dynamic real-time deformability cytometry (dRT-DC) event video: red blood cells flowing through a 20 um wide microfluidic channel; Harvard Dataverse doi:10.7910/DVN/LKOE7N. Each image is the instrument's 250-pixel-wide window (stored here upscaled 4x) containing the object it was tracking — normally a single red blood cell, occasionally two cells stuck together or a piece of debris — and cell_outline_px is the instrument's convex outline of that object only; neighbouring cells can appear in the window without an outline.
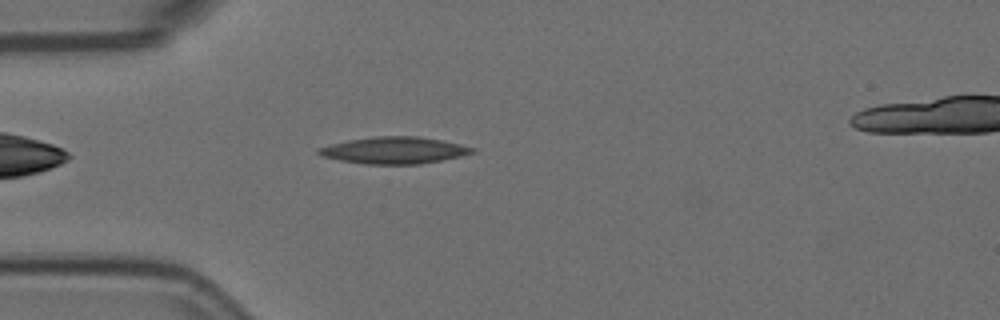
{"species": "Egyptian fruit bat (a non-hibernating species)", "species_latin": "Rousettus aegyptiacus", "temperature_condition": "room temperature", "stored_images_in_passage": 3, "camera_frame_rate_fps": 3000, "um_per_image_px": 0.085, "animal": {"sex": "female"}, "frame": {"image": 1, "passage_image": 2, "time_ms": 0.333, "image_size_px": [1000, 320], "cell_outline_px": [[476, 152], [460, 156], [420, 164], [364, 164], [340, 160], [324, 156], [316, 152], [316, 148], [348, 140], [376, 136], [416, 136], [440, 140], [460, 144], [476, 148]], "centroid_in_image_um": [33.51, 12.77], "position_along_channel_um": 51.5, "area_um2": 23.81}}